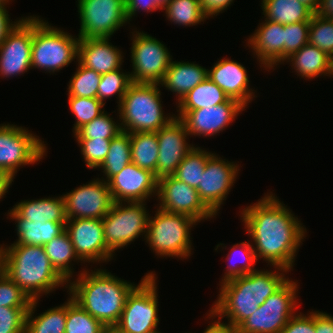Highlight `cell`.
<instances>
[{
  "label": "cell",
  "mask_w": 333,
  "mask_h": 333,
  "mask_svg": "<svg viewBox=\"0 0 333 333\" xmlns=\"http://www.w3.org/2000/svg\"><path fill=\"white\" fill-rule=\"evenodd\" d=\"M259 200L240 212L256 258L290 271L306 228L272 192Z\"/></svg>",
  "instance_id": "cell-1"
},
{
  "label": "cell",
  "mask_w": 333,
  "mask_h": 333,
  "mask_svg": "<svg viewBox=\"0 0 333 333\" xmlns=\"http://www.w3.org/2000/svg\"><path fill=\"white\" fill-rule=\"evenodd\" d=\"M273 268V271L256 270L220 283V294L206 318L213 320L218 317L217 320L221 322L225 317L228 323H222L235 330L289 279L285 277L288 269L278 266Z\"/></svg>",
  "instance_id": "cell-2"
},
{
  "label": "cell",
  "mask_w": 333,
  "mask_h": 333,
  "mask_svg": "<svg viewBox=\"0 0 333 333\" xmlns=\"http://www.w3.org/2000/svg\"><path fill=\"white\" fill-rule=\"evenodd\" d=\"M95 270L83 269L77 279L69 280V297L104 326H116L128 295L137 285L106 269Z\"/></svg>",
  "instance_id": "cell-3"
},
{
  "label": "cell",
  "mask_w": 333,
  "mask_h": 333,
  "mask_svg": "<svg viewBox=\"0 0 333 333\" xmlns=\"http://www.w3.org/2000/svg\"><path fill=\"white\" fill-rule=\"evenodd\" d=\"M0 247L4 251L5 274L32 300L40 299L64 284L67 288L68 282L51 265L43 246L11 244Z\"/></svg>",
  "instance_id": "cell-4"
},
{
  "label": "cell",
  "mask_w": 333,
  "mask_h": 333,
  "mask_svg": "<svg viewBox=\"0 0 333 333\" xmlns=\"http://www.w3.org/2000/svg\"><path fill=\"white\" fill-rule=\"evenodd\" d=\"M159 88L160 84L148 83H132L128 87L118 106L122 131L157 132L176 117L164 115Z\"/></svg>",
  "instance_id": "cell-5"
},
{
  "label": "cell",
  "mask_w": 333,
  "mask_h": 333,
  "mask_svg": "<svg viewBox=\"0 0 333 333\" xmlns=\"http://www.w3.org/2000/svg\"><path fill=\"white\" fill-rule=\"evenodd\" d=\"M154 217L149 216L145 242L157 257H177L186 259L191 256V227L197 221L185 214L168 212L158 208ZM190 232V233H189Z\"/></svg>",
  "instance_id": "cell-6"
},
{
  "label": "cell",
  "mask_w": 333,
  "mask_h": 333,
  "mask_svg": "<svg viewBox=\"0 0 333 333\" xmlns=\"http://www.w3.org/2000/svg\"><path fill=\"white\" fill-rule=\"evenodd\" d=\"M79 39L33 15L32 69L55 73L68 66L78 58Z\"/></svg>",
  "instance_id": "cell-7"
},
{
  "label": "cell",
  "mask_w": 333,
  "mask_h": 333,
  "mask_svg": "<svg viewBox=\"0 0 333 333\" xmlns=\"http://www.w3.org/2000/svg\"><path fill=\"white\" fill-rule=\"evenodd\" d=\"M157 277L147 273L126 299L121 318L116 325L121 333H155L159 324Z\"/></svg>",
  "instance_id": "cell-8"
},
{
  "label": "cell",
  "mask_w": 333,
  "mask_h": 333,
  "mask_svg": "<svg viewBox=\"0 0 333 333\" xmlns=\"http://www.w3.org/2000/svg\"><path fill=\"white\" fill-rule=\"evenodd\" d=\"M298 283L288 279L236 329L235 333H281L297 306Z\"/></svg>",
  "instance_id": "cell-9"
},
{
  "label": "cell",
  "mask_w": 333,
  "mask_h": 333,
  "mask_svg": "<svg viewBox=\"0 0 333 333\" xmlns=\"http://www.w3.org/2000/svg\"><path fill=\"white\" fill-rule=\"evenodd\" d=\"M145 203L114 202L109 212L102 218L106 247L112 253L131 244L140 235L143 237L144 234L145 240L150 216Z\"/></svg>",
  "instance_id": "cell-10"
},
{
  "label": "cell",
  "mask_w": 333,
  "mask_h": 333,
  "mask_svg": "<svg viewBox=\"0 0 333 333\" xmlns=\"http://www.w3.org/2000/svg\"><path fill=\"white\" fill-rule=\"evenodd\" d=\"M46 144L25 127L0 124V167L16 176L20 166L40 162L46 155Z\"/></svg>",
  "instance_id": "cell-11"
},
{
  "label": "cell",
  "mask_w": 333,
  "mask_h": 333,
  "mask_svg": "<svg viewBox=\"0 0 333 333\" xmlns=\"http://www.w3.org/2000/svg\"><path fill=\"white\" fill-rule=\"evenodd\" d=\"M131 46L132 83L160 84L172 56L167 47L151 35L133 31Z\"/></svg>",
  "instance_id": "cell-12"
},
{
  "label": "cell",
  "mask_w": 333,
  "mask_h": 333,
  "mask_svg": "<svg viewBox=\"0 0 333 333\" xmlns=\"http://www.w3.org/2000/svg\"><path fill=\"white\" fill-rule=\"evenodd\" d=\"M80 29L78 37L111 38L128 23L125 0H77Z\"/></svg>",
  "instance_id": "cell-13"
},
{
  "label": "cell",
  "mask_w": 333,
  "mask_h": 333,
  "mask_svg": "<svg viewBox=\"0 0 333 333\" xmlns=\"http://www.w3.org/2000/svg\"><path fill=\"white\" fill-rule=\"evenodd\" d=\"M33 16L22 17L0 45V76L13 77L32 69Z\"/></svg>",
  "instance_id": "cell-14"
},
{
  "label": "cell",
  "mask_w": 333,
  "mask_h": 333,
  "mask_svg": "<svg viewBox=\"0 0 333 333\" xmlns=\"http://www.w3.org/2000/svg\"><path fill=\"white\" fill-rule=\"evenodd\" d=\"M62 196L67 220L102 219L114 204L108 182L99 178Z\"/></svg>",
  "instance_id": "cell-15"
},
{
  "label": "cell",
  "mask_w": 333,
  "mask_h": 333,
  "mask_svg": "<svg viewBox=\"0 0 333 333\" xmlns=\"http://www.w3.org/2000/svg\"><path fill=\"white\" fill-rule=\"evenodd\" d=\"M213 153L206 161L201 183L196 188L205 206L216 216L238 176L239 165Z\"/></svg>",
  "instance_id": "cell-16"
},
{
  "label": "cell",
  "mask_w": 333,
  "mask_h": 333,
  "mask_svg": "<svg viewBox=\"0 0 333 333\" xmlns=\"http://www.w3.org/2000/svg\"><path fill=\"white\" fill-rule=\"evenodd\" d=\"M158 208L177 214H185L201 222L215 215L201 201L198 190L178 180L173 175L158 179Z\"/></svg>",
  "instance_id": "cell-17"
},
{
  "label": "cell",
  "mask_w": 333,
  "mask_h": 333,
  "mask_svg": "<svg viewBox=\"0 0 333 333\" xmlns=\"http://www.w3.org/2000/svg\"><path fill=\"white\" fill-rule=\"evenodd\" d=\"M68 233L78 258L82 262H109L114 254L106 247L102 219L67 220Z\"/></svg>",
  "instance_id": "cell-18"
},
{
  "label": "cell",
  "mask_w": 333,
  "mask_h": 333,
  "mask_svg": "<svg viewBox=\"0 0 333 333\" xmlns=\"http://www.w3.org/2000/svg\"><path fill=\"white\" fill-rule=\"evenodd\" d=\"M246 110L238 101L229 99L225 103L197 110H177L189 136H214L230 125L240 112Z\"/></svg>",
  "instance_id": "cell-19"
},
{
  "label": "cell",
  "mask_w": 333,
  "mask_h": 333,
  "mask_svg": "<svg viewBox=\"0 0 333 333\" xmlns=\"http://www.w3.org/2000/svg\"><path fill=\"white\" fill-rule=\"evenodd\" d=\"M156 134L159 146L156 177L159 179L173 175L194 145L188 144L189 134L184 122L178 117H174Z\"/></svg>",
  "instance_id": "cell-20"
},
{
  "label": "cell",
  "mask_w": 333,
  "mask_h": 333,
  "mask_svg": "<svg viewBox=\"0 0 333 333\" xmlns=\"http://www.w3.org/2000/svg\"><path fill=\"white\" fill-rule=\"evenodd\" d=\"M108 185L114 202H145L158 193L156 175L132 162L114 175Z\"/></svg>",
  "instance_id": "cell-21"
},
{
  "label": "cell",
  "mask_w": 333,
  "mask_h": 333,
  "mask_svg": "<svg viewBox=\"0 0 333 333\" xmlns=\"http://www.w3.org/2000/svg\"><path fill=\"white\" fill-rule=\"evenodd\" d=\"M208 78L217 84L230 99L238 101L245 108L255 97L254 89L249 87L247 70L237 61L229 58L220 59L210 70L208 69Z\"/></svg>",
  "instance_id": "cell-22"
},
{
  "label": "cell",
  "mask_w": 333,
  "mask_h": 333,
  "mask_svg": "<svg viewBox=\"0 0 333 333\" xmlns=\"http://www.w3.org/2000/svg\"><path fill=\"white\" fill-rule=\"evenodd\" d=\"M257 29L247 39V45L256 54L258 62L270 71L279 63H284V25L270 20L259 23Z\"/></svg>",
  "instance_id": "cell-23"
},
{
  "label": "cell",
  "mask_w": 333,
  "mask_h": 333,
  "mask_svg": "<svg viewBox=\"0 0 333 333\" xmlns=\"http://www.w3.org/2000/svg\"><path fill=\"white\" fill-rule=\"evenodd\" d=\"M109 41L110 38L79 39L77 62L99 74L121 68L122 51Z\"/></svg>",
  "instance_id": "cell-24"
},
{
  "label": "cell",
  "mask_w": 333,
  "mask_h": 333,
  "mask_svg": "<svg viewBox=\"0 0 333 333\" xmlns=\"http://www.w3.org/2000/svg\"><path fill=\"white\" fill-rule=\"evenodd\" d=\"M207 77L208 69L198 64L171 61L160 86H164L174 94L176 93V99L178 98L177 102H179L184 95Z\"/></svg>",
  "instance_id": "cell-25"
},
{
  "label": "cell",
  "mask_w": 333,
  "mask_h": 333,
  "mask_svg": "<svg viewBox=\"0 0 333 333\" xmlns=\"http://www.w3.org/2000/svg\"><path fill=\"white\" fill-rule=\"evenodd\" d=\"M285 61L292 62L290 65L294 71L304 79L311 80L322 75L330 77L333 75V59L321 49L309 43Z\"/></svg>",
  "instance_id": "cell-26"
},
{
  "label": "cell",
  "mask_w": 333,
  "mask_h": 333,
  "mask_svg": "<svg viewBox=\"0 0 333 333\" xmlns=\"http://www.w3.org/2000/svg\"><path fill=\"white\" fill-rule=\"evenodd\" d=\"M8 218L15 220L18 239L13 244L43 246L65 231L66 223L33 222L23 219L13 208L8 211Z\"/></svg>",
  "instance_id": "cell-27"
},
{
  "label": "cell",
  "mask_w": 333,
  "mask_h": 333,
  "mask_svg": "<svg viewBox=\"0 0 333 333\" xmlns=\"http://www.w3.org/2000/svg\"><path fill=\"white\" fill-rule=\"evenodd\" d=\"M13 209L23 218L33 222L66 223V209L63 196L41 198L37 200H23Z\"/></svg>",
  "instance_id": "cell-28"
},
{
  "label": "cell",
  "mask_w": 333,
  "mask_h": 333,
  "mask_svg": "<svg viewBox=\"0 0 333 333\" xmlns=\"http://www.w3.org/2000/svg\"><path fill=\"white\" fill-rule=\"evenodd\" d=\"M261 2L264 18L282 25L310 22L314 14L298 0H262Z\"/></svg>",
  "instance_id": "cell-29"
},
{
  "label": "cell",
  "mask_w": 333,
  "mask_h": 333,
  "mask_svg": "<svg viewBox=\"0 0 333 333\" xmlns=\"http://www.w3.org/2000/svg\"><path fill=\"white\" fill-rule=\"evenodd\" d=\"M39 299L32 301L26 315L25 333H65L67 301L34 316Z\"/></svg>",
  "instance_id": "cell-30"
},
{
  "label": "cell",
  "mask_w": 333,
  "mask_h": 333,
  "mask_svg": "<svg viewBox=\"0 0 333 333\" xmlns=\"http://www.w3.org/2000/svg\"><path fill=\"white\" fill-rule=\"evenodd\" d=\"M45 254L49 257L51 265L56 271L69 282L74 271L71 267L72 261H82L78 258L70 237L66 231L53 238L50 242L43 245Z\"/></svg>",
  "instance_id": "cell-31"
},
{
  "label": "cell",
  "mask_w": 333,
  "mask_h": 333,
  "mask_svg": "<svg viewBox=\"0 0 333 333\" xmlns=\"http://www.w3.org/2000/svg\"><path fill=\"white\" fill-rule=\"evenodd\" d=\"M230 98L226 93L208 77L178 102L177 110H197L225 103Z\"/></svg>",
  "instance_id": "cell-32"
},
{
  "label": "cell",
  "mask_w": 333,
  "mask_h": 333,
  "mask_svg": "<svg viewBox=\"0 0 333 333\" xmlns=\"http://www.w3.org/2000/svg\"><path fill=\"white\" fill-rule=\"evenodd\" d=\"M129 134L132 163L156 175L159 153L156 132H132Z\"/></svg>",
  "instance_id": "cell-33"
},
{
  "label": "cell",
  "mask_w": 333,
  "mask_h": 333,
  "mask_svg": "<svg viewBox=\"0 0 333 333\" xmlns=\"http://www.w3.org/2000/svg\"><path fill=\"white\" fill-rule=\"evenodd\" d=\"M131 162L130 134L129 132L121 131L111 139L109 152L104 162L98 168L103 170L105 179L102 178V180L108 182Z\"/></svg>",
  "instance_id": "cell-34"
},
{
  "label": "cell",
  "mask_w": 333,
  "mask_h": 333,
  "mask_svg": "<svg viewBox=\"0 0 333 333\" xmlns=\"http://www.w3.org/2000/svg\"><path fill=\"white\" fill-rule=\"evenodd\" d=\"M212 154L213 153L209 151L195 146L177 166L173 176L185 184L197 188L199 183H201L206 161Z\"/></svg>",
  "instance_id": "cell-35"
},
{
  "label": "cell",
  "mask_w": 333,
  "mask_h": 333,
  "mask_svg": "<svg viewBox=\"0 0 333 333\" xmlns=\"http://www.w3.org/2000/svg\"><path fill=\"white\" fill-rule=\"evenodd\" d=\"M167 19L179 26H194L206 21L199 0H170L162 9Z\"/></svg>",
  "instance_id": "cell-36"
},
{
  "label": "cell",
  "mask_w": 333,
  "mask_h": 333,
  "mask_svg": "<svg viewBox=\"0 0 333 333\" xmlns=\"http://www.w3.org/2000/svg\"><path fill=\"white\" fill-rule=\"evenodd\" d=\"M239 254H242L241 257L243 258L241 259H243V263L239 262L240 264L242 263L240 266L237 264V262L235 263L236 265L234 263L233 265L230 264L233 261V255L239 256ZM235 257L236 256H234V258ZM226 259L230 263L227 265L226 271L220 283L258 270L254 268L255 263H257V258L253 250V246L249 241L234 244L231 247L229 254L226 256Z\"/></svg>",
  "instance_id": "cell-37"
},
{
  "label": "cell",
  "mask_w": 333,
  "mask_h": 333,
  "mask_svg": "<svg viewBox=\"0 0 333 333\" xmlns=\"http://www.w3.org/2000/svg\"><path fill=\"white\" fill-rule=\"evenodd\" d=\"M105 326L70 297L67 300L65 333H100Z\"/></svg>",
  "instance_id": "cell-38"
},
{
  "label": "cell",
  "mask_w": 333,
  "mask_h": 333,
  "mask_svg": "<svg viewBox=\"0 0 333 333\" xmlns=\"http://www.w3.org/2000/svg\"><path fill=\"white\" fill-rule=\"evenodd\" d=\"M107 111L89 123L80 127L75 133L76 139H113L122 131L120 123L113 121Z\"/></svg>",
  "instance_id": "cell-39"
},
{
  "label": "cell",
  "mask_w": 333,
  "mask_h": 333,
  "mask_svg": "<svg viewBox=\"0 0 333 333\" xmlns=\"http://www.w3.org/2000/svg\"><path fill=\"white\" fill-rule=\"evenodd\" d=\"M101 74L82 66L78 62L76 72L68 85V96L97 98Z\"/></svg>",
  "instance_id": "cell-40"
},
{
  "label": "cell",
  "mask_w": 333,
  "mask_h": 333,
  "mask_svg": "<svg viewBox=\"0 0 333 333\" xmlns=\"http://www.w3.org/2000/svg\"><path fill=\"white\" fill-rule=\"evenodd\" d=\"M132 84L130 72H122V68L101 74V80L97 91V99L105 104V100L117 95L118 106L128 87Z\"/></svg>",
  "instance_id": "cell-41"
},
{
  "label": "cell",
  "mask_w": 333,
  "mask_h": 333,
  "mask_svg": "<svg viewBox=\"0 0 333 333\" xmlns=\"http://www.w3.org/2000/svg\"><path fill=\"white\" fill-rule=\"evenodd\" d=\"M68 102L70 111L76 118L73 133L105 111L102 109L105 104L97 98L68 96Z\"/></svg>",
  "instance_id": "cell-42"
},
{
  "label": "cell",
  "mask_w": 333,
  "mask_h": 333,
  "mask_svg": "<svg viewBox=\"0 0 333 333\" xmlns=\"http://www.w3.org/2000/svg\"><path fill=\"white\" fill-rule=\"evenodd\" d=\"M308 43L333 59V20L313 14L309 25Z\"/></svg>",
  "instance_id": "cell-43"
},
{
  "label": "cell",
  "mask_w": 333,
  "mask_h": 333,
  "mask_svg": "<svg viewBox=\"0 0 333 333\" xmlns=\"http://www.w3.org/2000/svg\"><path fill=\"white\" fill-rule=\"evenodd\" d=\"M88 169H96L104 162L111 139H76Z\"/></svg>",
  "instance_id": "cell-44"
},
{
  "label": "cell",
  "mask_w": 333,
  "mask_h": 333,
  "mask_svg": "<svg viewBox=\"0 0 333 333\" xmlns=\"http://www.w3.org/2000/svg\"><path fill=\"white\" fill-rule=\"evenodd\" d=\"M32 301L5 273L0 277V307L30 308Z\"/></svg>",
  "instance_id": "cell-45"
},
{
  "label": "cell",
  "mask_w": 333,
  "mask_h": 333,
  "mask_svg": "<svg viewBox=\"0 0 333 333\" xmlns=\"http://www.w3.org/2000/svg\"><path fill=\"white\" fill-rule=\"evenodd\" d=\"M310 22L284 25V62L308 43Z\"/></svg>",
  "instance_id": "cell-46"
},
{
  "label": "cell",
  "mask_w": 333,
  "mask_h": 333,
  "mask_svg": "<svg viewBox=\"0 0 333 333\" xmlns=\"http://www.w3.org/2000/svg\"><path fill=\"white\" fill-rule=\"evenodd\" d=\"M29 309L0 307V333H25L26 315Z\"/></svg>",
  "instance_id": "cell-47"
},
{
  "label": "cell",
  "mask_w": 333,
  "mask_h": 333,
  "mask_svg": "<svg viewBox=\"0 0 333 333\" xmlns=\"http://www.w3.org/2000/svg\"><path fill=\"white\" fill-rule=\"evenodd\" d=\"M296 312L287 322L281 333H316L314 327V311L305 315Z\"/></svg>",
  "instance_id": "cell-48"
},
{
  "label": "cell",
  "mask_w": 333,
  "mask_h": 333,
  "mask_svg": "<svg viewBox=\"0 0 333 333\" xmlns=\"http://www.w3.org/2000/svg\"><path fill=\"white\" fill-rule=\"evenodd\" d=\"M125 3L128 23L131 21L133 16H135L137 12L141 10H144V12H154L158 9L162 10L157 4L156 0H125Z\"/></svg>",
  "instance_id": "cell-49"
},
{
  "label": "cell",
  "mask_w": 333,
  "mask_h": 333,
  "mask_svg": "<svg viewBox=\"0 0 333 333\" xmlns=\"http://www.w3.org/2000/svg\"><path fill=\"white\" fill-rule=\"evenodd\" d=\"M203 14L209 17L217 16L233 3L234 0H199Z\"/></svg>",
  "instance_id": "cell-50"
},
{
  "label": "cell",
  "mask_w": 333,
  "mask_h": 333,
  "mask_svg": "<svg viewBox=\"0 0 333 333\" xmlns=\"http://www.w3.org/2000/svg\"><path fill=\"white\" fill-rule=\"evenodd\" d=\"M316 333H333V316L325 312L314 311Z\"/></svg>",
  "instance_id": "cell-51"
},
{
  "label": "cell",
  "mask_w": 333,
  "mask_h": 333,
  "mask_svg": "<svg viewBox=\"0 0 333 333\" xmlns=\"http://www.w3.org/2000/svg\"><path fill=\"white\" fill-rule=\"evenodd\" d=\"M9 14L7 11V6L0 4V45L3 43L6 35L9 31L18 23L19 20L16 22L10 20Z\"/></svg>",
  "instance_id": "cell-52"
},
{
  "label": "cell",
  "mask_w": 333,
  "mask_h": 333,
  "mask_svg": "<svg viewBox=\"0 0 333 333\" xmlns=\"http://www.w3.org/2000/svg\"><path fill=\"white\" fill-rule=\"evenodd\" d=\"M15 177L11 176L5 169L0 167V199L8 192Z\"/></svg>",
  "instance_id": "cell-53"
},
{
  "label": "cell",
  "mask_w": 333,
  "mask_h": 333,
  "mask_svg": "<svg viewBox=\"0 0 333 333\" xmlns=\"http://www.w3.org/2000/svg\"><path fill=\"white\" fill-rule=\"evenodd\" d=\"M315 14L319 17L333 20V0H320Z\"/></svg>",
  "instance_id": "cell-54"
},
{
  "label": "cell",
  "mask_w": 333,
  "mask_h": 333,
  "mask_svg": "<svg viewBox=\"0 0 333 333\" xmlns=\"http://www.w3.org/2000/svg\"><path fill=\"white\" fill-rule=\"evenodd\" d=\"M203 333H235V330L218 320H214L211 324L209 323Z\"/></svg>",
  "instance_id": "cell-55"
},
{
  "label": "cell",
  "mask_w": 333,
  "mask_h": 333,
  "mask_svg": "<svg viewBox=\"0 0 333 333\" xmlns=\"http://www.w3.org/2000/svg\"><path fill=\"white\" fill-rule=\"evenodd\" d=\"M305 6H307L314 14L318 10L320 0H298Z\"/></svg>",
  "instance_id": "cell-56"
},
{
  "label": "cell",
  "mask_w": 333,
  "mask_h": 333,
  "mask_svg": "<svg viewBox=\"0 0 333 333\" xmlns=\"http://www.w3.org/2000/svg\"><path fill=\"white\" fill-rule=\"evenodd\" d=\"M5 273V257L4 251L0 247V277Z\"/></svg>",
  "instance_id": "cell-57"
},
{
  "label": "cell",
  "mask_w": 333,
  "mask_h": 333,
  "mask_svg": "<svg viewBox=\"0 0 333 333\" xmlns=\"http://www.w3.org/2000/svg\"><path fill=\"white\" fill-rule=\"evenodd\" d=\"M100 333H121L116 326H105Z\"/></svg>",
  "instance_id": "cell-58"
},
{
  "label": "cell",
  "mask_w": 333,
  "mask_h": 333,
  "mask_svg": "<svg viewBox=\"0 0 333 333\" xmlns=\"http://www.w3.org/2000/svg\"><path fill=\"white\" fill-rule=\"evenodd\" d=\"M156 2L159 7L163 9L170 2V0H156Z\"/></svg>",
  "instance_id": "cell-59"
},
{
  "label": "cell",
  "mask_w": 333,
  "mask_h": 333,
  "mask_svg": "<svg viewBox=\"0 0 333 333\" xmlns=\"http://www.w3.org/2000/svg\"><path fill=\"white\" fill-rule=\"evenodd\" d=\"M10 0H0L1 5H7L9 4Z\"/></svg>",
  "instance_id": "cell-60"
}]
</instances>
